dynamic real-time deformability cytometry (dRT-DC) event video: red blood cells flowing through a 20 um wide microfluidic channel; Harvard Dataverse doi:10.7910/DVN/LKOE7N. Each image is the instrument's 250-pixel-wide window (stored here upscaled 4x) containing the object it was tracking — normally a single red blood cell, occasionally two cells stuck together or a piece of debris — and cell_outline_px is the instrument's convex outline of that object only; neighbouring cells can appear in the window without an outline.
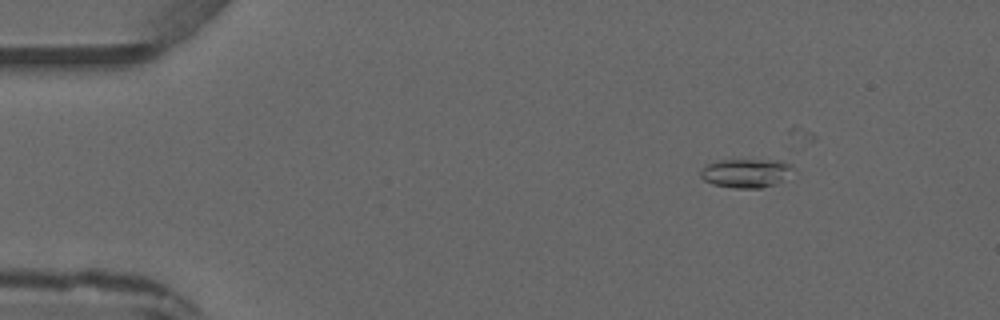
{"species": "common noctule bat (a hibernating species)", "species_latin": "Nyctalus noctula", "temperature_condition": "warm", "stored_images_in_passage": 5, "camera_frame_rate_fps": 3000, "um_per_image_px": 0.085, "animal": {"sex": "male", "forearm_length_mm": 52.5}, "frame": {"image": 1, "passage_image": 2, "time_ms": 1.0, "image_size_px": [1000, 320], "cell_outline_px": [[792, 168], [776, 184], [760, 188], [736, 188], [712, 184], [704, 180], [700, 176], [700, 172], [704, 164], [720, 160], [784, 160], [792, 164]], "centroid_in_image_um": [63.34, 14.7], "position_along_channel_um": 21.7, "area_um2": 15.43}}
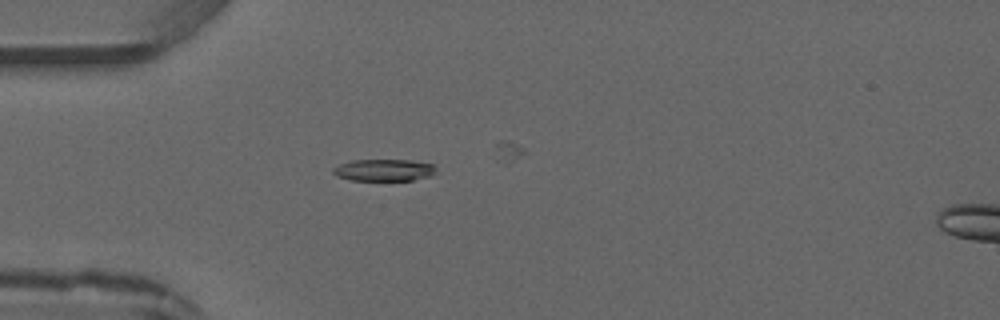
{"frame": {"image": 2, "passage_image": 4, "time_ms": 3.333, "image_size_px": [1000, 320], "cell_outline_px": [[436, 168], [432, 176], [412, 180], [352, 180], [336, 176], [332, 172], [332, 168], [340, 164], [352, 160], [408, 160], [432, 164]], "centroid_in_image_um": [32.61, 14.46], "position_along_channel_um": 52.4, "area_um2": 13.06}}